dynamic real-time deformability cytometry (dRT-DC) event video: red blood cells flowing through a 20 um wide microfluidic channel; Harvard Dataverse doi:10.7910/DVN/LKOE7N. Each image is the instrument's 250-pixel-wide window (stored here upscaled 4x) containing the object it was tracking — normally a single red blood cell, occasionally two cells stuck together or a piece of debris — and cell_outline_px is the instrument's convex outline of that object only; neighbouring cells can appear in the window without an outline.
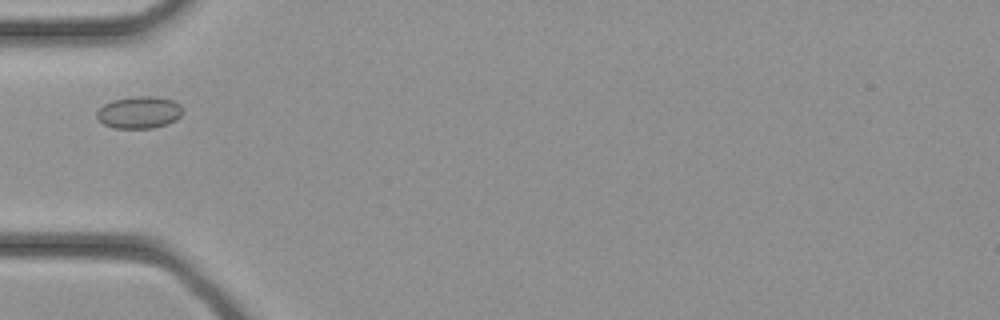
{"species": "common noctule bat (a hibernating species)", "species_latin": "Nyctalus noctula", "temperature_condition": "cold", "stored_images_in_passage": 25, "camera_frame_rate_fps": 3000, "um_per_image_px": 0.085, "animal": {"sex": "female", "body_mass_g": 21.9}, "frame": {"image": 1, "passage_image": 2, "time_ms": 0.333, "image_size_px": [1000, 320], "cell_outline_px": [[184, 112], [176, 120], [168, 124], [152, 128], [112, 128], [104, 124], [96, 116], [96, 112], [104, 104], [112, 100], [136, 96], [152, 96], [172, 100], [180, 104]], "centroid_in_image_um": [11.85, 9.56], "position_along_channel_um": 73.2, "area_um2": 16.13}}
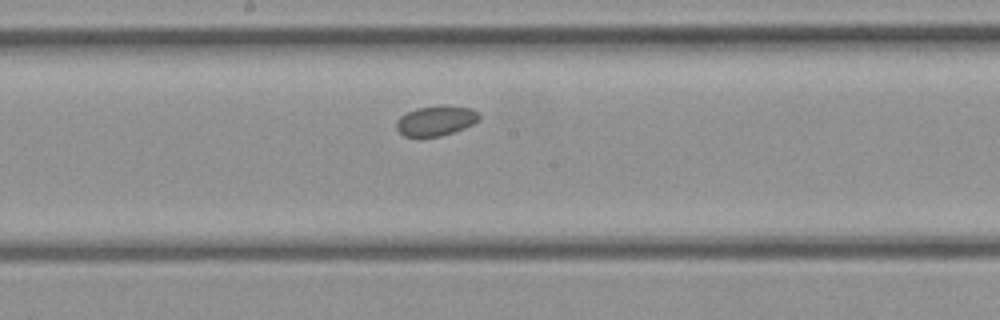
{"frame": {"image": 2, "passage_image": 9, "time_ms": 2.667, "image_size_px": [1000, 320], "cell_outline_px": [[480, 120], [464, 128], [440, 136], [404, 136], [396, 128], [396, 120], [400, 116], [416, 108], [440, 104], [444, 104], [472, 108], [480, 112]], "centroid_in_image_um": [37.08, 10.22], "position_along_channel_um": 211.1, "area_um2": 14.68}}
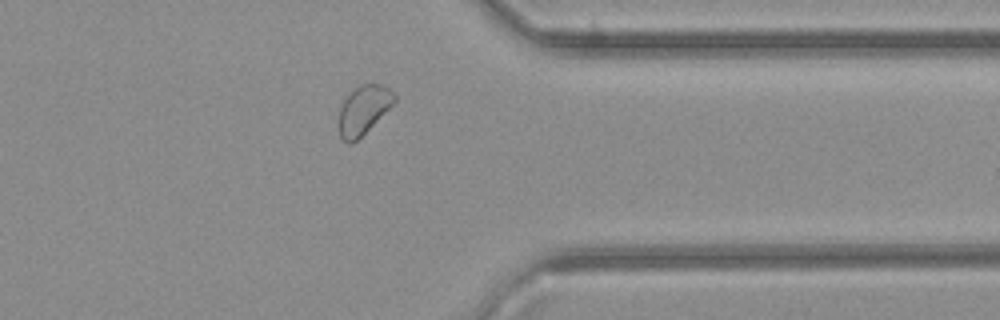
{"frame": {"image": 3, "passage_image": 18, "time_ms": 5.667, "image_size_px": [1000, 320], "cell_outline_px": [[396, 100], [352, 144], [348, 144], [340, 136], [340, 108], [344, 100], [360, 84], [380, 84], [388, 88], [396, 96]], "centroid_in_image_um": [30.89, 9.33], "position_along_channel_um": 380.5, "area_um2": 14.97}}